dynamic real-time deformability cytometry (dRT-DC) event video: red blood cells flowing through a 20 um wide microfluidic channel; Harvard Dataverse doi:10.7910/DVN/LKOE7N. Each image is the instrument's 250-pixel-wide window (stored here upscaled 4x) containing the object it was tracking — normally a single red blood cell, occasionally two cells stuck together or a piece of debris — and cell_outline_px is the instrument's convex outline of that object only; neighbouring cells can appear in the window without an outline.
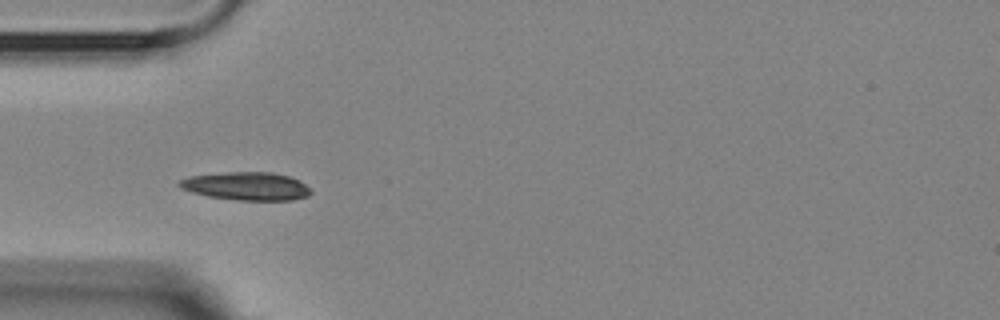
{"species": "Egyptian fruit bat (a non-hibernating species)", "species_latin": "Rousettus aegyptiacus", "temperature_condition": "room temperature", "stored_images_in_passage": 4, "camera_frame_rate_fps": 3000, "um_per_image_px": 0.085, "animal": {"sex": "female"}, "frame": {"image": 1, "passage_image": 3, "time_ms": 3.667, "image_size_px": [1000, 320], "cell_outline_px": [[312, 192], [308, 196], [292, 200], [236, 200], [208, 196], [192, 192], [180, 188], [176, 184], [180, 180], [188, 176], [228, 172], [272, 172], [288, 176], [300, 180]], "centroid_in_image_um": [20.93, 15.82], "position_along_channel_um": 64.1, "area_um2": 21.56}}
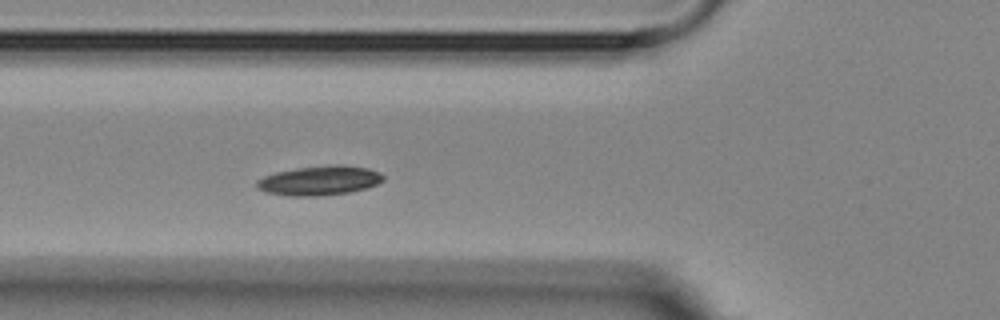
{"frame": {"image": 2, "passage_image": 4, "time_ms": 4.667, "image_size_px": [1000, 320], "cell_outline_px": [[384, 180], [368, 188], [348, 192], [316, 196], [288, 196], [268, 192], [256, 188], [256, 180], [264, 176], [276, 172], [296, 168], [328, 164], [340, 164], [368, 168], [380, 172], [384, 176]], "centroid_in_image_um": [27.16, 15.33], "position_along_channel_um": 98.6, "area_um2": 21.85}}